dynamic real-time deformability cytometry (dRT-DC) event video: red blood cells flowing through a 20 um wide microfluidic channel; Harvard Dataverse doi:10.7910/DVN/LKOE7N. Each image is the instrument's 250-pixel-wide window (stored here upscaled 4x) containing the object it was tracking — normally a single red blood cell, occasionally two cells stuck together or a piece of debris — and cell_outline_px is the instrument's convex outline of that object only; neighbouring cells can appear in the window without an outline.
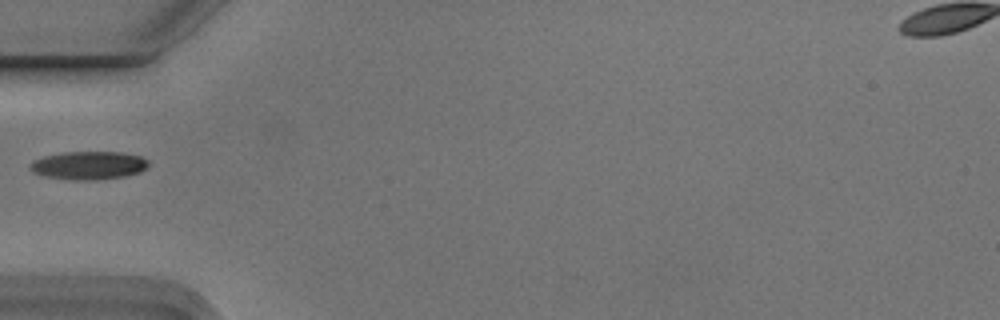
{"species": "Egyptian fruit bat (a non-hibernating species)", "species_latin": "Rousettus aegyptiacus", "temperature_condition": "cold", "stored_images_in_passage": 6, "camera_frame_rate_fps": 3000, "um_per_image_px": 0.085, "animal": {"sex": "male"}, "frame": {"image": 1, "passage_image": 5, "time_ms": 1.333, "image_size_px": [1000, 320], "cell_outline_px": [[148, 164], [140, 172], [124, 176], [96, 180], [72, 180], [44, 176], [32, 172], [28, 168], [32, 160], [44, 156], [64, 152], [120, 152], [140, 156], [148, 160]], "centroid_in_image_um": [7.48, 14.06], "position_along_channel_um": 77.5, "area_um2": 19.48}}
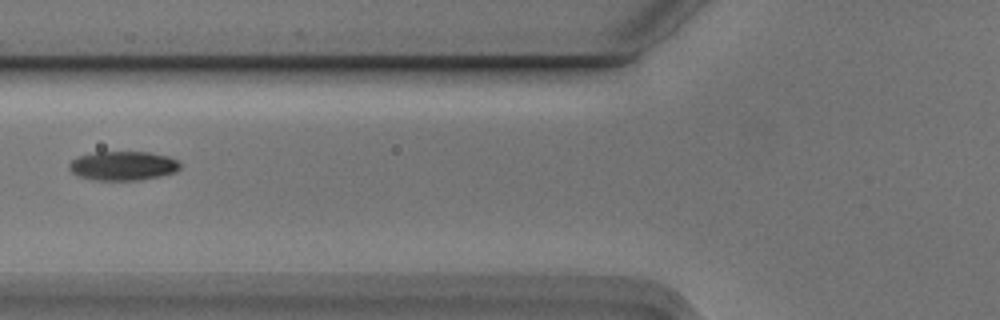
{"frame": {"image": 2, "passage_image": 6, "time_ms": 1.667, "image_size_px": [1000, 320], "cell_outline_px": [[180, 168], [176, 172], [160, 176], [140, 180], [96, 180], [80, 176], [72, 172], [68, 168], [68, 164], [72, 160], [80, 156], [96, 152], [148, 152], [168, 156], [176, 160], [180, 164]], "centroid_in_image_um": [10.47, 14.09], "position_along_channel_um": 115.3, "area_um2": 18.73}}